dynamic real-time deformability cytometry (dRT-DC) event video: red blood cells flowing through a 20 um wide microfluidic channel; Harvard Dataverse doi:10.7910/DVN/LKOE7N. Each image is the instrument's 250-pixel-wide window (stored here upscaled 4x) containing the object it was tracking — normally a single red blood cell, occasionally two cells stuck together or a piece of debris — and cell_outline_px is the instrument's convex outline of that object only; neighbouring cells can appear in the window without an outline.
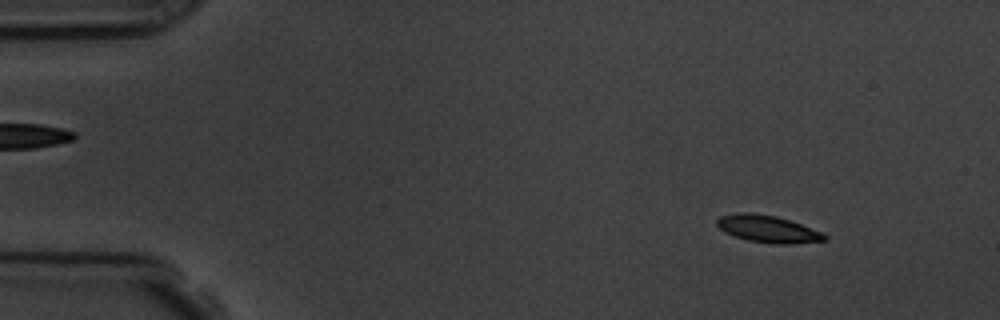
{"species": "common noctule bat (a hibernating species)", "species_latin": "Nyctalus noctula", "temperature_condition": "room temperature", "stored_images_in_passage": 4, "camera_frame_rate_fps": 3000, "um_per_image_px": 0.085, "animal": {"sex": "male", "body_mass_g": 19.5, "forearm_length_mm": 54.6}, "frame": {"image": 1, "passage_image": 1, "time_ms": 0.0, "image_size_px": [1000, 320], "cell_outline_px": [[828, 236], [824, 240], [792, 244], [776, 244], [748, 240], [724, 232], [716, 224], [716, 220], [720, 216], [736, 212], [748, 212], [776, 216], [800, 224], [820, 232]], "centroid_in_image_um": [65.21, 19.45], "position_along_channel_um": 19.8, "area_um2": 16.76}}
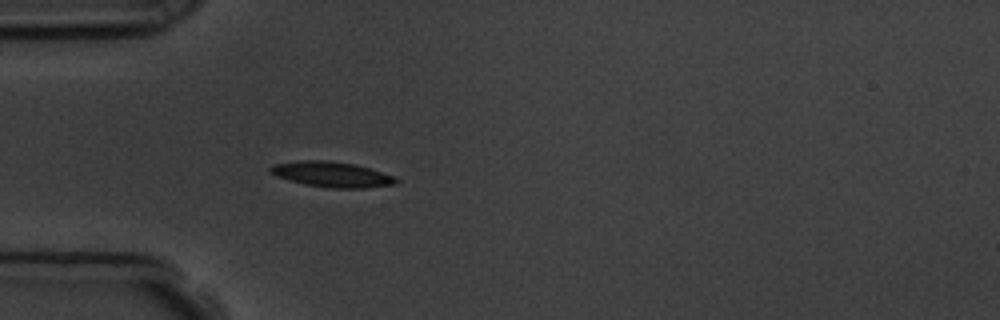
{"frame": {"image": 2, "passage_image": 4, "time_ms": 3.333, "image_size_px": [1000, 320], "cell_outline_px": [[400, 180], [396, 184], [364, 188], [332, 188], [304, 184], [276, 176], [268, 172], [268, 168], [272, 164], [304, 160], [324, 160], [356, 164], [396, 176]], "centroid_in_image_um": [28.22, 14.82], "position_along_channel_um": 56.8, "area_um2": 18.73}}